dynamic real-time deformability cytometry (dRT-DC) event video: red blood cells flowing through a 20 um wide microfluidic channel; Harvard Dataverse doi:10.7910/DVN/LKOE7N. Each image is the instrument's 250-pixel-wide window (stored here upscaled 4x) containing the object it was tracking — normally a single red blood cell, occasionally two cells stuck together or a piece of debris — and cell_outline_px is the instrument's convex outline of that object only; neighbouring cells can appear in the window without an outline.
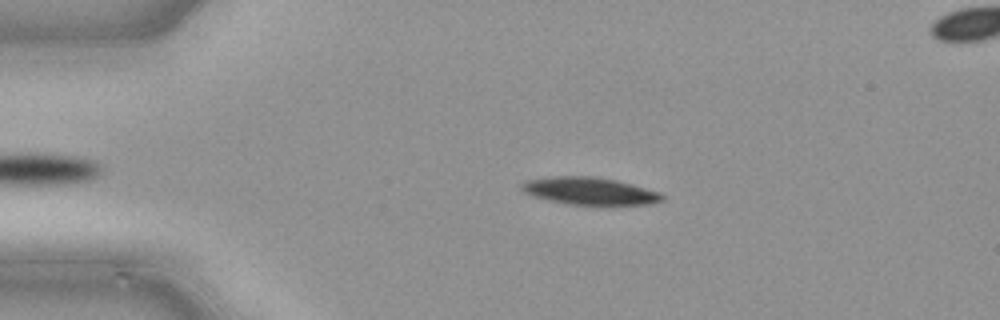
{"species": "common noctule bat (a hibernating species)", "species_latin": "Nyctalus noctula", "temperature_condition": "cold", "stored_images_in_passage": 49, "segment_of_instrument_passage": [1, 2], "camera_frame_rate_fps": 3000, "um_per_image_px": 0.085, "animal": {"sex": "male", "body_mass_g": 21.5, "forearm_length_mm": 52.0}, "frame": {"image": 1, "passage_image": 10, "time_ms": 3.0, "image_size_px": [1000, 320], "cell_outline_px": [[664, 200], [648, 204], [568, 204], [548, 200], [532, 196], [524, 192], [520, 188], [520, 184], [524, 180], [556, 176], [596, 176], [616, 180], [660, 192], [664, 196]], "centroid_in_image_um": [50.07, 16.22], "position_along_channel_um": 34.9, "area_um2": 22.31}}
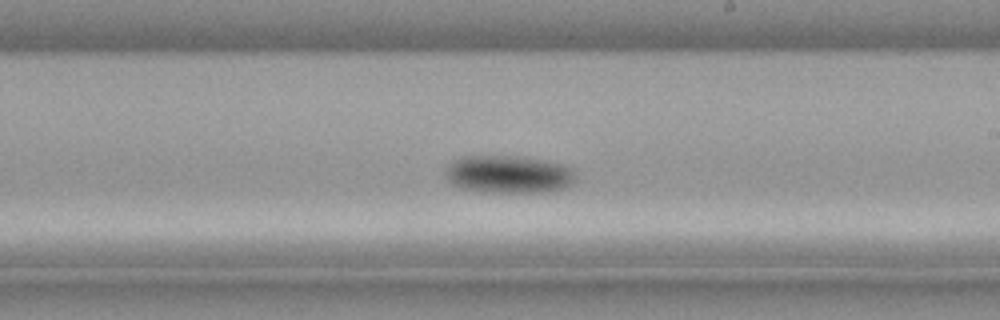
{"frame": {"image": 2, "passage_image": 28, "time_ms": 9.0, "image_size_px": [1000, 320], "cell_outline_px": [[572, 184], [560, 188], [540, 192], [488, 192], [460, 188], [452, 184], [448, 180], [444, 172], [444, 168], [452, 160], [464, 156], [520, 156], [560, 164], [572, 168]], "centroid_in_image_um": [43.11, 14.81], "position_along_channel_um": 245.9, "area_um2": 28.32}}
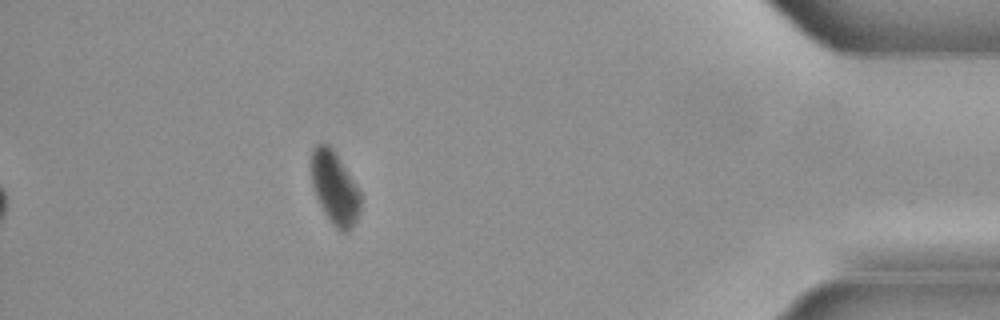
{"frame": {"image": 3, "passage_image": 43, "time_ms": 14.0, "image_size_px": [1000, 320], "cell_outline_px": [[360, 208], [356, 220], [352, 228], [348, 232], [340, 232], [332, 224], [324, 212], [312, 188], [308, 164], [312, 148], [316, 144], [328, 144], [332, 148], [356, 184], [360, 192]], "centroid_in_image_um": [28.39, 15.95], "position_along_channel_um": 406.8, "area_um2": 21.27}}